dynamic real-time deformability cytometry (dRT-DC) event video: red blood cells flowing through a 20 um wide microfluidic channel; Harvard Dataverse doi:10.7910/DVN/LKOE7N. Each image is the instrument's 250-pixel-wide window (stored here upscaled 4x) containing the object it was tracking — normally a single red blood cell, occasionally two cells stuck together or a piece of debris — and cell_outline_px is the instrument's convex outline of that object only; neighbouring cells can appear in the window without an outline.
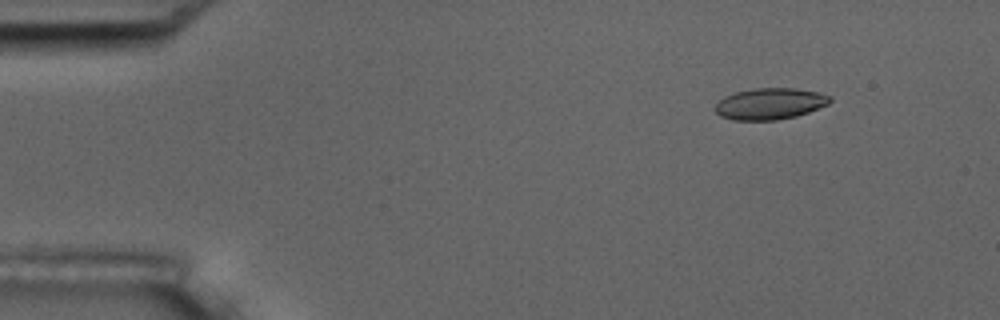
{"species": "common noctule bat (a hibernating species)", "species_latin": "Nyctalus noctula", "temperature_condition": "room temperature", "stored_images_in_passage": 6, "camera_frame_rate_fps": 3000, "um_per_image_px": 0.085, "animal": {"sex": "male", "body_mass_g": 17.5, "forearm_length_mm": 52.3}, "frame": {"image": 1, "passage_image": 2, "time_ms": 1.0, "image_size_px": [1000, 320], "cell_outline_px": [[832, 100], [828, 104], [808, 112], [796, 116], [776, 120], [732, 120], [720, 116], [716, 112], [716, 104], [724, 96], [736, 92], [752, 88], [796, 88], [820, 92], [832, 96]], "centroid_in_image_um": [65.47, 8.81], "position_along_channel_um": 19.5, "area_um2": 21.1}}